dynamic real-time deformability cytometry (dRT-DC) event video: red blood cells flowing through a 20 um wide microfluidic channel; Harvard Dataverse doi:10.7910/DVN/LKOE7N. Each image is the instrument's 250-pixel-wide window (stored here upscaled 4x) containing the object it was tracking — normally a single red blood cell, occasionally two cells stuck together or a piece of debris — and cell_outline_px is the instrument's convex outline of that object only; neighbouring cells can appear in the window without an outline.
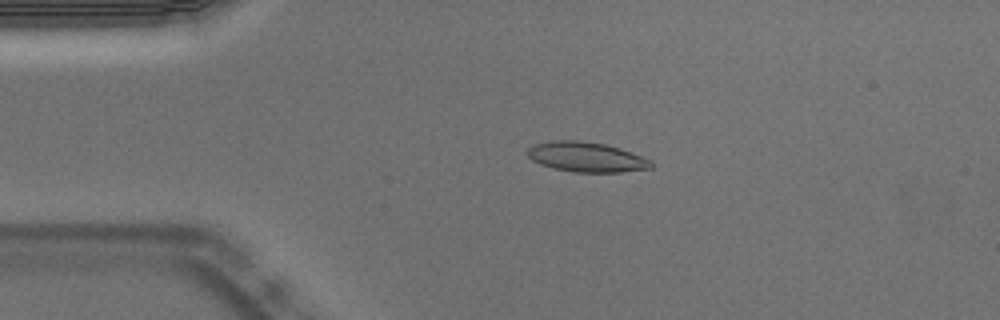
{"species": "Egyptian fruit bat (a non-hibernating species)", "species_latin": "Rousettus aegyptiacus", "temperature_condition": "warm", "stored_images_in_passage": 49, "camera_frame_rate_fps": 3000, "um_per_image_px": 0.085, "animal": {"sex": "male"}, "frame": {"image": 1, "passage_image": 7, "time_ms": 2.0, "image_size_px": [1000, 320], "cell_outline_px": [[652, 168], [620, 172], [572, 172], [552, 168], [540, 164], [532, 160], [528, 156], [528, 148], [536, 144], [552, 140], [576, 140], [604, 144], [620, 148], [652, 160]], "centroid_in_image_um": [49.84, 13.35], "position_along_channel_um": 35.2, "area_um2": 21.5}}
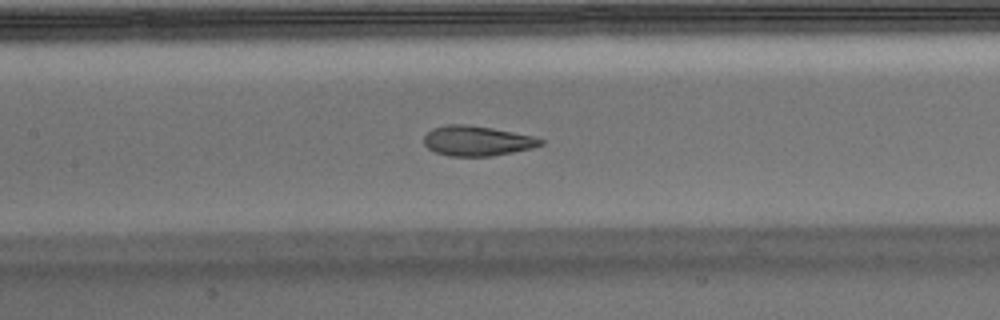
{"frame": {"image": 2, "passage_image": 20, "time_ms": 6.333, "image_size_px": [1000, 320], "cell_outline_px": [[544, 144], [532, 148], [492, 156], [448, 156], [436, 152], [428, 148], [424, 144], [424, 136], [432, 128], [448, 124], [468, 124], [492, 128], [532, 136], [544, 140]], "centroid_in_image_um": [40.53, 11.97], "position_along_channel_um": 166.9, "area_um2": 20.35}}
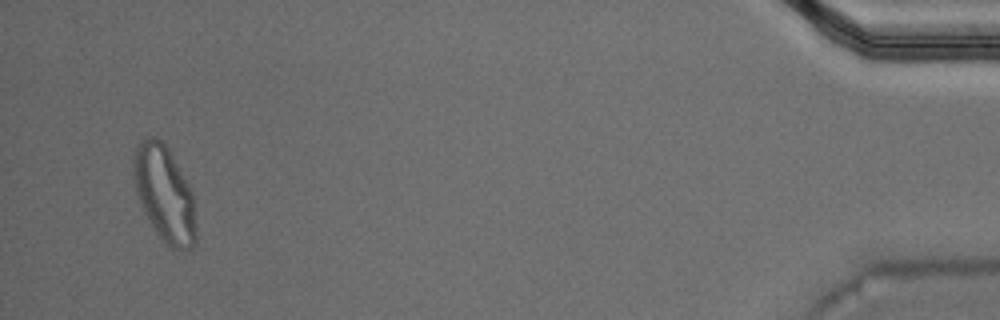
{"frame": {"image": 3, "passage_image": 47, "time_ms": 15.333, "image_size_px": [1000, 320], "cell_outline_px": [[196, 244], [192, 248], [180, 252], [172, 248], [156, 232], [144, 212], [136, 192], [132, 172], [132, 160], [136, 144], [144, 136], [156, 136], [168, 148], [192, 188], [196, 228]], "centroid_in_image_um": [13.98, 16.45], "position_along_channel_um": 421.2, "area_um2": 35.43}, "authors_computed_cell_mechanics": {"area_um2": 21.5016, "velocity_mm_per_s": 3.7494, "shape_relaxation_time_tau1_ms": null, "shape_relaxation_time_tau2_ms": 1.243, "deformation_change_tau1": null, "deformation_change_tau2": 0.0742}}